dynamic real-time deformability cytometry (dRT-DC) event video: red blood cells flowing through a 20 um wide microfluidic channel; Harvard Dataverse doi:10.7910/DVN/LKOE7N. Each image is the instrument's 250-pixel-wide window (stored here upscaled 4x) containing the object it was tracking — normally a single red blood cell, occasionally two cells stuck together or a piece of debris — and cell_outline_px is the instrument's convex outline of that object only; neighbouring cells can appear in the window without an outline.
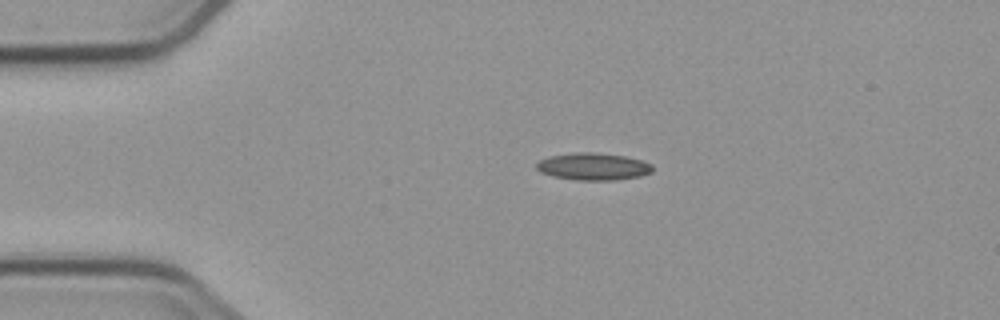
{"species": "common noctule bat (a hibernating species)", "species_latin": "Nyctalus noctula", "temperature_condition": "cold", "stored_images_in_passage": 4, "camera_frame_rate_fps": 3000, "um_per_image_px": 0.085, "animal": {"sex": "male", "body_mass_g": 23.1, "forearm_length_mm": 52.7}, "frame": {"image": 1, "passage_image": 3, "time_ms": 2.0, "image_size_px": [1000, 320], "cell_outline_px": [[652, 172], [640, 176], [616, 180], [576, 180], [552, 176], [540, 172], [536, 168], [536, 164], [540, 160], [548, 156], [584, 152], [592, 152], [624, 156], [640, 160], [652, 164]], "centroid_in_image_um": [50.41, 14.16], "position_along_channel_um": 34.6, "area_um2": 18.26}}